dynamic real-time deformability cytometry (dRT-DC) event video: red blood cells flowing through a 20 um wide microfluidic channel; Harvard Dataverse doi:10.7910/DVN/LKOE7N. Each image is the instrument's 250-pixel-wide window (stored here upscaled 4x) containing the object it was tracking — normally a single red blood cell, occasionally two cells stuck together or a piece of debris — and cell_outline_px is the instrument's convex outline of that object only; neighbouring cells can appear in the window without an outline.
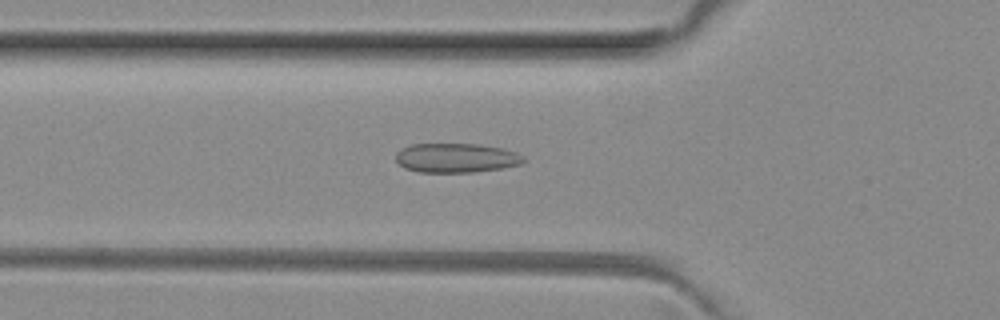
{"species": "common noctule bat (a hibernating species)", "species_latin": "Nyctalus noctula", "temperature_condition": "room temperature", "stored_images_in_passage": 35, "camera_frame_rate_fps": 3000, "um_per_image_px": 0.085, "animal": {"sex": "female", "body_mass_g": 29.2, "forearm_length_mm": 56.3}, "frame": {"image": 1, "passage_image": 2, "time_ms": 0.333, "image_size_px": [1000, 320], "cell_outline_px": [[524, 160], [520, 164], [500, 168], [472, 172], [420, 172], [404, 168], [396, 160], [396, 152], [400, 148], [412, 144], [480, 144], [500, 148], [516, 152], [524, 156]], "centroid_in_image_um": [38.74, 13.41], "position_along_channel_um": 87.1, "area_um2": 21.73}}
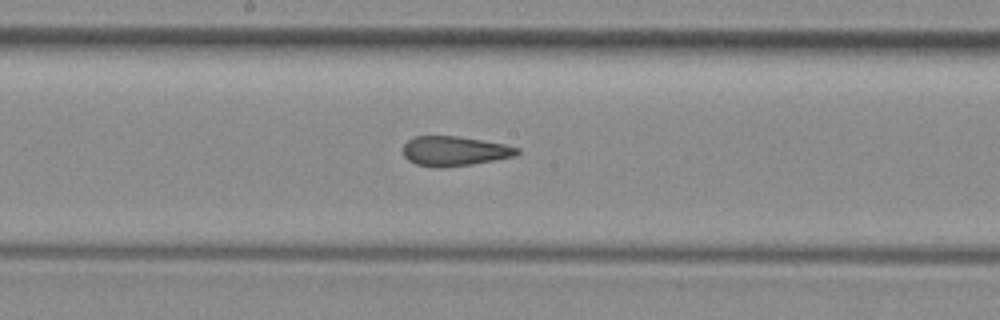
{"frame": {"image": 2, "passage_image": 11, "time_ms": 3.333, "image_size_px": [1000, 320], "cell_outline_px": [[520, 152], [516, 156], [472, 164], [440, 168], [436, 168], [416, 164], [408, 160], [404, 156], [404, 144], [408, 140], [416, 136], [456, 136], [484, 140], [504, 144], [520, 148]], "centroid_in_image_um": [38.65, 12.84], "position_along_channel_um": 209.6, "area_um2": 19.77}}
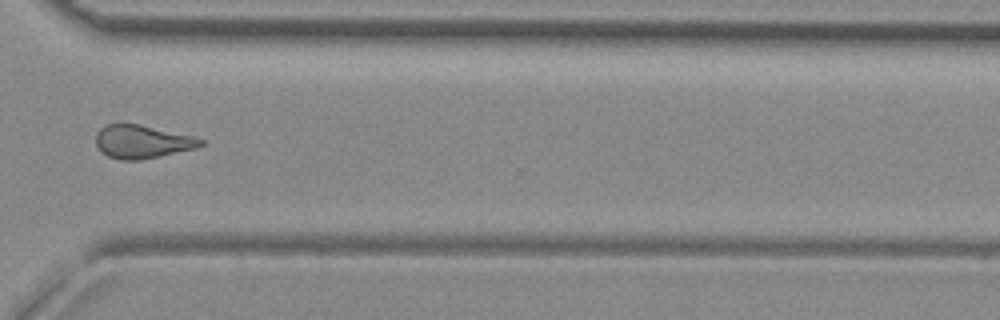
{"frame": {"image": 3, "passage_image": 22, "time_ms": 7.0, "image_size_px": [1000, 320], "cell_outline_px": [[204, 144], [196, 148], [160, 156], [140, 160], [120, 160], [108, 156], [100, 152], [96, 144], [96, 132], [100, 128], [108, 124], [140, 124], [192, 136], [204, 140]], "centroid_in_image_um": [12.06, 12.05], "position_along_channel_um": 358.5, "area_um2": 20.29}}